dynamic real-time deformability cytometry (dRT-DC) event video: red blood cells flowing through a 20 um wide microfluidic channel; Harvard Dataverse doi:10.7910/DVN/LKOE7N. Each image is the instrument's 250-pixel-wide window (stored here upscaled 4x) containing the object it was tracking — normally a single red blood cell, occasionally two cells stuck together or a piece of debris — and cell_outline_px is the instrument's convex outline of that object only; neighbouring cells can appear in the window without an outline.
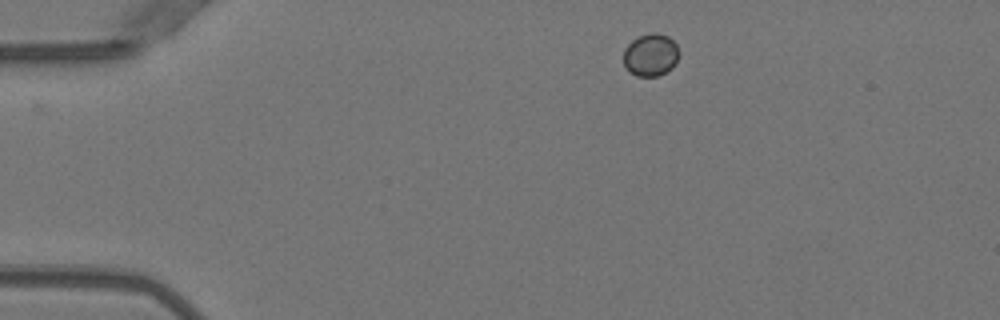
{"species": "Egyptian fruit bat (a non-hibernating species)", "species_latin": "Rousettus aegyptiacus", "temperature_condition": "warm", "stored_images_in_passage": 43, "camera_frame_rate_fps": 3000, "um_per_image_px": 0.085, "animal": {"sex": "female"}, "frame": {"image": 1, "passage_image": 1, "time_ms": 0.0, "image_size_px": [1000, 320], "cell_outline_px": [[680, 52], [672, 68], [656, 76], [636, 76], [628, 72], [624, 68], [624, 48], [636, 36], [652, 32], [656, 32], [668, 36], [676, 44]], "centroid_in_image_um": [55.28, 4.65], "position_along_channel_um": 29.7, "area_um2": 13.93}}
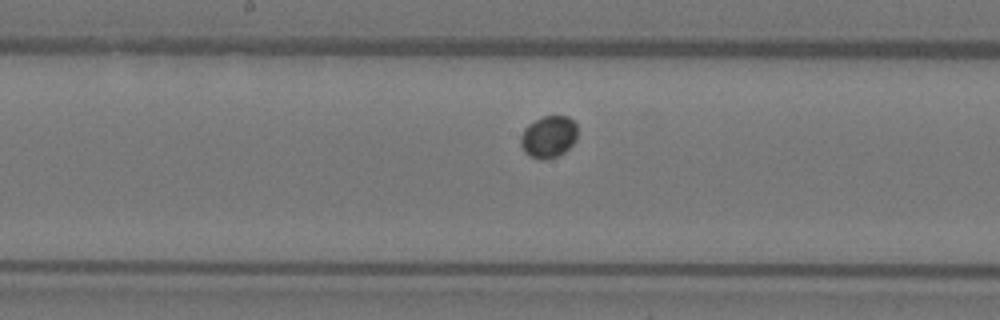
{"frame": {"image": 2, "passage_image": 19, "time_ms": 6.0, "image_size_px": [1000, 320], "cell_outline_px": [[576, 140], [564, 152], [556, 156], [544, 160], [540, 160], [528, 156], [524, 152], [520, 144], [520, 136], [524, 128], [528, 124], [544, 116], [568, 116], [576, 124]], "centroid_in_image_um": [46.59, 11.64], "position_along_channel_um": 201.6, "area_um2": 13.93}}
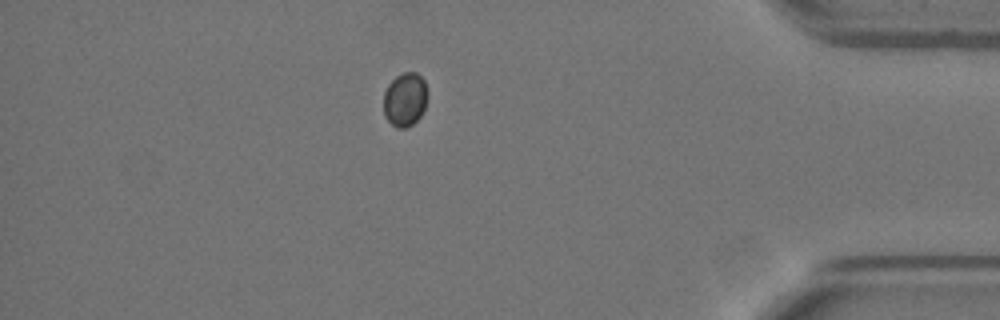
{"frame": {"image": 3, "passage_image": 37, "time_ms": 12.0, "image_size_px": [1000, 320], "cell_outline_px": [[428, 96], [424, 108], [420, 116], [412, 124], [404, 128], [396, 128], [384, 116], [384, 92], [388, 84], [396, 76], [404, 72], [416, 72], [424, 80], [428, 92]], "centroid_in_image_um": [34.43, 8.44], "position_along_channel_um": 400.8, "area_um2": 13.81}}